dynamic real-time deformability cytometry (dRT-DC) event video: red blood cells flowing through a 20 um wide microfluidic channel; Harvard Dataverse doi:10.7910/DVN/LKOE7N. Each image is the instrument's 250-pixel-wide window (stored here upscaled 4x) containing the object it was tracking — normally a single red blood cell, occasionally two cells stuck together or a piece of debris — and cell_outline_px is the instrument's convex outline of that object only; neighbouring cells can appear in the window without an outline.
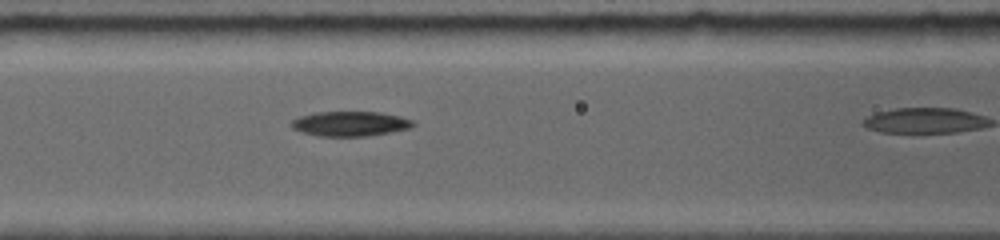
{"species": "common noctule bat (a hibernating species)", "species_latin": "Nyctalus noctula", "temperature_condition": "room temperature", "stored_images_in_passage": 14, "camera_frame_rate_fps": 5000, "um_per_image_px": 0.085, "animal": {"sex": "female", "body_mass_g": 19.0, "forearm_length_mm": 56.7}, "frame": {"image": 1, "passage_image": 7, "time_ms": 3.0, "image_size_px": [1000, 240], "cell_outline_px": [[416, 124], [412, 128], [368, 136], [320, 136], [300, 132], [292, 128], [288, 124], [292, 120], [300, 116], [316, 112], [380, 112], [400, 116], [412, 120]], "centroid_in_image_um": [29.75, 10.52], "position_along_channel_um": 136.8, "area_um2": 17.74}}